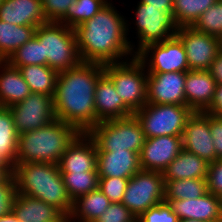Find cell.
<instances>
[{
    "label": "cell",
    "mask_w": 222,
    "mask_h": 222,
    "mask_svg": "<svg viewBox=\"0 0 222 222\" xmlns=\"http://www.w3.org/2000/svg\"><path fill=\"white\" fill-rule=\"evenodd\" d=\"M103 74V64L89 62L59 72L53 97L56 119L70 124L80 133H88L97 125L94 95Z\"/></svg>",
    "instance_id": "cell-1"
},
{
    "label": "cell",
    "mask_w": 222,
    "mask_h": 222,
    "mask_svg": "<svg viewBox=\"0 0 222 222\" xmlns=\"http://www.w3.org/2000/svg\"><path fill=\"white\" fill-rule=\"evenodd\" d=\"M128 30L124 17L112 3H107L93 18L74 29L81 61L105 65L131 56L134 47L127 40Z\"/></svg>",
    "instance_id": "cell-2"
},
{
    "label": "cell",
    "mask_w": 222,
    "mask_h": 222,
    "mask_svg": "<svg viewBox=\"0 0 222 222\" xmlns=\"http://www.w3.org/2000/svg\"><path fill=\"white\" fill-rule=\"evenodd\" d=\"M18 194L55 206L67 218L73 208L58 164L46 162L15 163L12 167Z\"/></svg>",
    "instance_id": "cell-3"
},
{
    "label": "cell",
    "mask_w": 222,
    "mask_h": 222,
    "mask_svg": "<svg viewBox=\"0 0 222 222\" xmlns=\"http://www.w3.org/2000/svg\"><path fill=\"white\" fill-rule=\"evenodd\" d=\"M80 132L55 119L52 123L18 136L16 163L46 162L58 164L61 156Z\"/></svg>",
    "instance_id": "cell-4"
},
{
    "label": "cell",
    "mask_w": 222,
    "mask_h": 222,
    "mask_svg": "<svg viewBox=\"0 0 222 222\" xmlns=\"http://www.w3.org/2000/svg\"><path fill=\"white\" fill-rule=\"evenodd\" d=\"M34 36L42 45L43 65L59 73L82 62L74 29L59 22H47L36 28Z\"/></svg>",
    "instance_id": "cell-5"
},
{
    "label": "cell",
    "mask_w": 222,
    "mask_h": 222,
    "mask_svg": "<svg viewBox=\"0 0 222 222\" xmlns=\"http://www.w3.org/2000/svg\"><path fill=\"white\" fill-rule=\"evenodd\" d=\"M128 59L105 64L104 73L112 80L124 104L135 113L147 104L148 72L137 56H132L129 62Z\"/></svg>",
    "instance_id": "cell-6"
},
{
    "label": "cell",
    "mask_w": 222,
    "mask_h": 222,
    "mask_svg": "<svg viewBox=\"0 0 222 222\" xmlns=\"http://www.w3.org/2000/svg\"><path fill=\"white\" fill-rule=\"evenodd\" d=\"M88 135L94 140L97 151H124L140 153L146 137L135 115L99 122Z\"/></svg>",
    "instance_id": "cell-7"
},
{
    "label": "cell",
    "mask_w": 222,
    "mask_h": 222,
    "mask_svg": "<svg viewBox=\"0 0 222 222\" xmlns=\"http://www.w3.org/2000/svg\"><path fill=\"white\" fill-rule=\"evenodd\" d=\"M193 111L187 105L147 103L134 113L147 138L182 136Z\"/></svg>",
    "instance_id": "cell-8"
},
{
    "label": "cell",
    "mask_w": 222,
    "mask_h": 222,
    "mask_svg": "<svg viewBox=\"0 0 222 222\" xmlns=\"http://www.w3.org/2000/svg\"><path fill=\"white\" fill-rule=\"evenodd\" d=\"M165 202L162 173L140 170L129 178L122 202L137 218L146 210Z\"/></svg>",
    "instance_id": "cell-9"
},
{
    "label": "cell",
    "mask_w": 222,
    "mask_h": 222,
    "mask_svg": "<svg viewBox=\"0 0 222 222\" xmlns=\"http://www.w3.org/2000/svg\"><path fill=\"white\" fill-rule=\"evenodd\" d=\"M135 11L139 45L133 56L146 46L161 43L176 34L178 26L173 15L165 8L148 7L147 4L139 2Z\"/></svg>",
    "instance_id": "cell-10"
},
{
    "label": "cell",
    "mask_w": 222,
    "mask_h": 222,
    "mask_svg": "<svg viewBox=\"0 0 222 222\" xmlns=\"http://www.w3.org/2000/svg\"><path fill=\"white\" fill-rule=\"evenodd\" d=\"M149 53L152 54L149 56ZM136 56L147 66L148 74L189 71L185 48L176 35L161 43L146 46Z\"/></svg>",
    "instance_id": "cell-11"
},
{
    "label": "cell",
    "mask_w": 222,
    "mask_h": 222,
    "mask_svg": "<svg viewBox=\"0 0 222 222\" xmlns=\"http://www.w3.org/2000/svg\"><path fill=\"white\" fill-rule=\"evenodd\" d=\"M9 109L18 134L45 127L56 119L53 96L47 94L31 93Z\"/></svg>",
    "instance_id": "cell-12"
},
{
    "label": "cell",
    "mask_w": 222,
    "mask_h": 222,
    "mask_svg": "<svg viewBox=\"0 0 222 222\" xmlns=\"http://www.w3.org/2000/svg\"><path fill=\"white\" fill-rule=\"evenodd\" d=\"M183 43L189 70H208L222 49V40L197 31L193 26L178 27L175 34Z\"/></svg>",
    "instance_id": "cell-13"
},
{
    "label": "cell",
    "mask_w": 222,
    "mask_h": 222,
    "mask_svg": "<svg viewBox=\"0 0 222 222\" xmlns=\"http://www.w3.org/2000/svg\"><path fill=\"white\" fill-rule=\"evenodd\" d=\"M182 147L208 163L216 161V152L210 131V113L193 112L182 133Z\"/></svg>",
    "instance_id": "cell-14"
},
{
    "label": "cell",
    "mask_w": 222,
    "mask_h": 222,
    "mask_svg": "<svg viewBox=\"0 0 222 222\" xmlns=\"http://www.w3.org/2000/svg\"><path fill=\"white\" fill-rule=\"evenodd\" d=\"M182 149L181 136L147 138L139 153L141 169L162 173Z\"/></svg>",
    "instance_id": "cell-15"
},
{
    "label": "cell",
    "mask_w": 222,
    "mask_h": 222,
    "mask_svg": "<svg viewBox=\"0 0 222 222\" xmlns=\"http://www.w3.org/2000/svg\"><path fill=\"white\" fill-rule=\"evenodd\" d=\"M186 73L148 74L147 103L185 105Z\"/></svg>",
    "instance_id": "cell-16"
},
{
    "label": "cell",
    "mask_w": 222,
    "mask_h": 222,
    "mask_svg": "<svg viewBox=\"0 0 222 222\" xmlns=\"http://www.w3.org/2000/svg\"><path fill=\"white\" fill-rule=\"evenodd\" d=\"M60 173L97 171V147L88 133H80L64 151L58 163Z\"/></svg>",
    "instance_id": "cell-17"
},
{
    "label": "cell",
    "mask_w": 222,
    "mask_h": 222,
    "mask_svg": "<svg viewBox=\"0 0 222 222\" xmlns=\"http://www.w3.org/2000/svg\"><path fill=\"white\" fill-rule=\"evenodd\" d=\"M179 219L222 222V198L205 193L196 199H165Z\"/></svg>",
    "instance_id": "cell-18"
},
{
    "label": "cell",
    "mask_w": 222,
    "mask_h": 222,
    "mask_svg": "<svg viewBox=\"0 0 222 222\" xmlns=\"http://www.w3.org/2000/svg\"><path fill=\"white\" fill-rule=\"evenodd\" d=\"M94 102L95 120L98 123L134 115L117 94L112 80L105 73L97 82Z\"/></svg>",
    "instance_id": "cell-19"
},
{
    "label": "cell",
    "mask_w": 222,
    "mask_h": 222,
    "mask_svg": "<svg viewBox=\"0 0 222 222\" xmlns=\"http://www.w3.org/2000/svg\"><path fill=\"white\" fill-rule=\"evenodd\" d=\"M217 83L207 70H189L185 80V105L193 112H206L215 97Z\"/></svg>",
    "instance_id": "cell-20"
},
{
    "label": "cell",
    "mask_w": 222,
    "mask_h": 222,
    "mask_svg": "<svg viewBox=\"0 0 222 222\" xmlns=\"http://www.w3.org/2000/svg\"><path fill=\"white\" fill-rule=\"evenodd\" d=\"M141 170L138 152L97 151V172L99 177L131 178Z\"/></svg>",
    "instance_id": "cell-21"
},
{
    "label": "cell",
    "mask_w": 222,
    "mask_h": 222,
    "mask_svg": "<svg viewBox=\"0 0 222 222\" xmlns=\"http://www.w3.org/2000/svg\"><path fill=\"white\" fill-rule=\"evenodd\" d=\"M0 20L10 24L36 28L48 22L41 0H2Z\"/></svg>",
    "instance_id": "cell-22"
},
{
    "label": "cell",
    "mask_w": 222,
    "mask_h": 222,
    "mask_svg": "<svg viewBox=\"0 0 222 222\" xmlns=\"http://www.w3.org/2000/svg\"><path fill=\"white\" fill-rule=\"evenodd\" d=\"M12 212L21 222H69L55 206L18 193Z\"/></svg>",
    "instance_id": "cell-23"
},
{
    "label": "cell",
    "mask_w": 222,
    "mask_h": 222,
    "mask_svg": "<svg viewBox=\"0 0 222 222\" xmlns=\"http://www.w3.org/2000/svg\"><path fill=\"white\" fill-rule=\"evenodd\" d=\"M209 163L184 149L162 172L164 181L206 179Z\"/></svg>",
    "instance_id": "cell-24"
},
{
    "label": "cell",
    "mask_w": 222,
    "mask_h": 222,
    "mask_svg": "<svg viewBox=\"0 0 222 222\" xmlns=\"http://www.w3.org/2000/svg\"><path fill=\"white\" fill-rule=\"evenodd\" d=\"M0 106L11 107L27 98L31 91L18 68L0 61Z\"/></svg>",
    "instance_id": "cell-25"
},
{
    "label": "cell",
    "mask_w": 222,
    "mask_h": 222,
    "mask_svg": "<svg viewBox=\"0 0 222 222\" xmlns=\"http://www.w3.org/2000/svg\"><path fill=\"white\" fill-rule=\"evenodd\" d=\"M112 202L101 192L99 188L80 196L73 202V208L68 221L93 222Z\"/></svg>",
    "instance_id": "cell-26"
},
{
    "label": "cell",
    "mask_w": 222,
    "mask_h": 222,
    "mask_svg": "<svg viewBox=\"0 0 222 222\" xmlns=\"http://www.w3.org/2000/svg\"><path fill=\"white\" fill-rule=\"evenodd\" d=\"M31 93L55 95L58 72L47 65H27L18 68Z\"/></svg>",
    "instance_id": "cell-27"
},
{
    "label": "cell",
    "mask_w": 222,
    "mask_h": 222,
    "mask_svg": "<svg viewBox=\"0 0 222 222\" xmlns=\"http://www.w3.org/2000/svg\"><path fill=\"white\" fill-rule=\"evenodd\" d=\"M36 27L19 26L0 20V61H6L18 48L34 37Z\"/></svg>",
    "instance_id": "cell-28"
},
{
    "label": "cell",
    "mask_w": 222,
    "mask_h": 222,
    "mask_svg": "<svg viewBox=\"0 0 222 222\" xmlns=\"http://www.w3.org/2000/svg\"><path fill=\"white\" fill-rule=\"evenodd\" d=\"M18 136L10 109L0 106V155L12 167L16 163Z\"/></svg>",
    "instance_id": "cell-29"
},
{
    "label": "cell",
    "mask_w": 222,
    "mask_h": 222,
    "mask_svg": "<svg viewBox=\"0 0 222 222\" xmlns=\"http://www.w3.org/2000/svg\"><path fill=\"white\" fill-rule=\"evenodd\" d=\"M107 3V0H75L58 22L75 29L84 21L93 18Z\"/></svg>",
    "instance_id": "cell-30"
},
{
    "label": "cell",
    "mask_w": 222,
    "mask_h": 222,
    "mask_svg": "<svg viewBox=\"0 0 222 222\" xmlns=\"http://www.w3.org/2000/svg\"><path fill=\"white\" fill-rule=\"evenodd\" d=\"M217 0H174L173 18L178 27L193 26Z\"/></svg>",
    "instance_id": "cell-31"
},
{
    "label": "cell",
    "mask_w": 222,
    "mask_h": 222,
    "mask_svg": "<svg viewBox=\"0 0 222 222\" xmlns=\"http://www.w3.org/2000/svg\"><path fill=\"white\" fill-rule=\"evenodd\" d=\"M165 182V199H196L207 193L206 179H183Z\"/></svg>",
    "instance_id": "cell-32"
},
{
    "label": "cell",
    "mask_w": 222,
    "mask_h": 222,
    "mask_svg": "<svg viewBox=\"0 0 222 222\" xmlns=\"http://www.w3.org/2000/svg\"><path fill=\"white\" fill-rule=\"evenodd\" d=\"M68 196L74 202L98 188L99 176L97 171H86L84 173H61Z\"/></svg>",
    "instance_id": "cell-33"
},
{
    "label": "cell",
    "mask_w": 222,
    "mask_h": 222,
    "mask_svg": "<svg viewBox=\"0 0 222 222\" xmlns=\"http://www.w3.org/2000/svg\"><path fill=\"white\" fill-rule=\"evenodd\" d=\"M6 61L16 68L27 65H43V50L40 41L34 36L18 48Z\"/></svg>",
    "instance_id": "cell-34"
},
{
    "label": "cell",
    "mask_w": 222,
    "mask_h": 222,
    "mask_svg": "<svg viewBox=\"0 0 222 222\" xmlns=\"http://www.w3.org/2000/svg\"><path fill=\"white\" fill-rule=\"evenodd\" d=\"M193 27L199 31L222 40V0H217L202 13Z\"/></svg>",
    "instance_id": "cell-35"
},
{
    "label": "cell",
    "mask_w": 222,
    "mask_h": 222,
    "mask_svg": "<svg viewBox=\"0 0 222 222\" xmlns=\"http://www.w3.org/2000/svg\"><path fill=\"white\" fill-rule=\"evenodd\" d=\"M129 178L99 177L98 188L112 202L121 203Z\"/></svg>",
    "instance_id": "cell-36"
},
{
    "label": "cell",
    "mask_w": 222,
    "mask_h": 222,
    "mask_svg": "<svg viewBox=\"0 0 222 222\" xmlns=\"http://www.w3.org/2000/svg\"><path fill=\"white\" fill-rule=\"evenodd\" d=\"M16 195V181L13 173H11L0 182V217L12 213Z\"/></svg>",
    "instance_id": "cell-37"
},
{
    "label": "cell",
    "mask_w": 222,
    "mask_h": 222,
    "mask_svg": "<svg viewBox=\"0 0 222 222\" xmlns=\"http://www.w3.org/2000/svg\"><path fill=\"white\" fill-rule=\"evenodd\" d=\"M137 222H179V218L169 204L164 202L143 212Z\"/></svg>",
    "instance_id": "cell-38"
},
{
    "label": "cell",
    "mask_w": 222,
    "mask_h": 222,
    "mask_svg": "<svg viewBox=\"0 0 222 222\" xmlns=\"http://www.w3.org/2000/svg\"><path fill=\"white\" fill-rule=\"evenodd\" d=\"M93 222H137V217L123 203L114 202Z\"/></svg>",
    "instance_id": "cell-39"
},
{
    "label": "cell",
    "mask_w": 222,
    "mask_h": 222,
    "mask_svg": "<svg viewBox=\"0 0 222 222\" xmlns=\"http://www.w3.org/2000/svg\"><path fill=\"white\" fill-rule=\"evenodd\" d=\"M206 184L207 192L222 198V159L209 163Z\"/></svg>",
    "instance_id": "cell-40"
},
{
    "label": "cell",
    "mask_w": 222,
    "mask_h": 222,
    "mask_svg": "<svg viewBox=\"0 0 222 222\" xmlns=\"http://www.w3.org/2000/svg\"><path fill=\"white\" fill-rule=\"evenodd\" d=\"M42 7L48 22H58L65 14L68 7L75 0H41Z\"/></svg>",
    "instance_id": "cell-41"
},
{
    "label": "cell",
    "mask_w": 222,
    "mask_h": 222,
    "mask_svg": "<svg viewBox=\"0 0 222 222\" xmlns=\"http://www.w3.org/2000/svg\"><path fill=\"white\" fill-rule=\"evenodd\" d=\"M210 131L216 152V160L222 159V117L210 114Z\"/></svg>",
    "instance_id": "cell-42"
},
{
    "label": "cell",
    "mask_w": 222,
    "mask_h": 222,
    "mask_svg": "<svg viewBox=\"0 0 222 222\" xmlns=\"http://www.w3.org/2000/svg\"><path fill=\"white\" fill-rule=\"evenodd\" d=\"M207 71L214 78L217 85L222 84V49L216 55Z\"/></svg>",
    "instance_id": "cell-43"
},
{
    "label": "cell",
    "mask_w": 222,
    "mask_h": 222,
    "mask_svg": "<svg viewBox=\"0 0 222 222\" xmlns=\"http://www.w3.org/2000/svg\"><path fill=\"white\" fill-rule=\"evenodd\" d=\"M206 112L222 117V84L217 85L214 100Z\"/></svg>",
    "instance_id": "cell-44"
},
{
    "label": "cell",
    "mask_w": 222,
    "mask_h": 222,
    "mask_svg": "<svg viewBox=\"0 0 222 222\" xmlns=\"http://www.w3.org/2000/svg\"><path fill=\"white\" fill-rule=\"evenodd\" d=\"M141 3L147 4L148 7L165 8L173 15L174 0H140Z\"/></svg>",
    "instance_id": "cell-45"
},
{
    "label": "cell",
    "mask_w": 222,
    "mask_h": 222,
    "mask_svg": "<svg viewBox=\"0 0 222 222\" xmlns=\"http://www.w3.org/2000/svg\"><path fill=\"white\" fill-rule=\"evenodd\" d=\"M0 222H21V221L12 212L6 216L0 217Z\"/></svg>",
    "instance_id": "cell-46"
},
{
    "label": "cell",
    "mask_w": 222,
    "mask_h": 222,
    "mask_svg": "<svg viewBox=\"0 0 222 222\" xmlns=\"http://www.w3.org/2000/svg\"><path fill=\"white\" fill-rule=\"evenodd\" d=\"M12 173V167H0V182Z\"/></svg>",
    "instance_id": "cell-47"
},
{
    "label": "cell",
    "mask_w": 222,
    "mask_h": 222,
    "mask_svg": "<svg viewBox=\"0 0 222 222\" xmlns=\"http://www.w3.org/2000/svg\"><path fill=\"white\" fill-rule=\"evenodd\" d=\"M0 167H12V166L0 155Z\"/></svg>",
    "instance_id": "cell-48"
},
{
    "label": "cell",
    "mask_w": 222,
    "mask_h": 222,
    "mask_svg": "<svg viewBox=\"0 0 222 222\" xmlns=\"http://www.w3.org/2000/svg\"><path fill=\"white\" fill-rule=\"evenodd\" d=\"M179 222H208V221H200L194 219H179Z\"/></svg>",
    "instance_id": "cell-49"
}]
</instances>
